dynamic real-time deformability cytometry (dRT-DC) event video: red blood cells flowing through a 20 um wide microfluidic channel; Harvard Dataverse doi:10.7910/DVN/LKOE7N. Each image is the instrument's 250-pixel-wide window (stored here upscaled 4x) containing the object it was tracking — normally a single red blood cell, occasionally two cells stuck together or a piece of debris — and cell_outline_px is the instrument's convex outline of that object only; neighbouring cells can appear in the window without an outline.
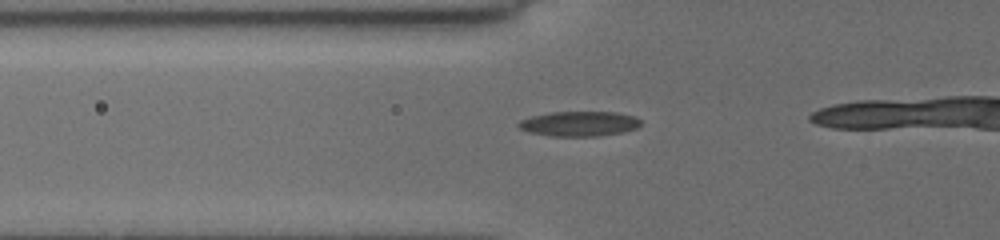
{"species": "common noctule bat (a hibernating species)", "species_latin": "Nyctalus noctula", "temperature_condition": "cold", "stored_images_in_passage": 28, "camera_frame_rate_fps": 3000, "um_per_image_px": 0.085, "animal": {"sex": "female", "body_mass_g": 19.5, "forearm_length_mm": 54.1}, "frame": {"image": 1, "passage_image": 10, "time_ms": 3.0, "image_size_px": [1000, 240], "cell_outline_px": [[640, 124], [636, 128], [620, 132], [596, 136], [552, 136], [528, 132], [520, 128], [516, 124], [520, 120], [532, 116], [552, 112], [616, 112], [632, 116], [640, 120]], "centroid_in_image_um": [49.18, 10.51], "position_along_channel_um": 76.6, "area_um2": 17.51}}
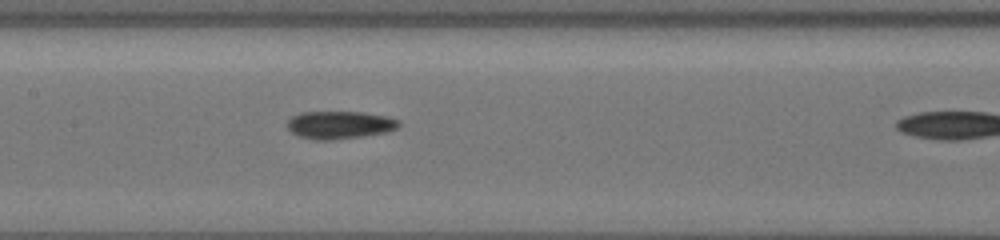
{"frame": {"image": 2, "passage_image": 18, "time_ms": 5.667, "image_size_px": [1000, 240], "cell_outline_px": [[400, 124], [396, 128], [388, 132], [332, 140], [312, 140], [300, 136], [292, 132], [288, 128], [288, 120], [292, 116], [300, 112], [364, 112], [388, 116], [400, 120]], "centroid_in_image_um": [28.89, 10.61], "position_along_channel_um": 178.5, "area_um2": 18.09}}
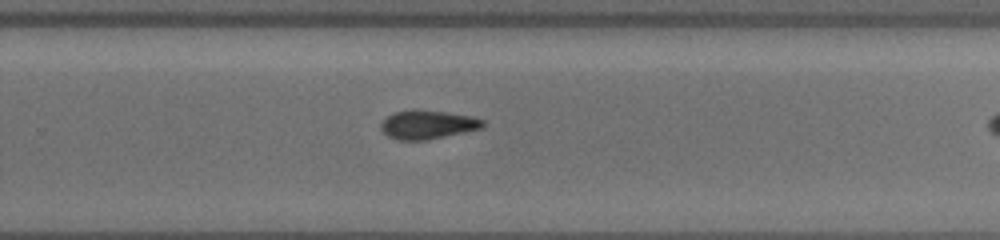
{"frame": {"image": 3, "passage_image": 27, "time_ms": 8.667, "image_size_px": [1000, 240], "cell_outline_px": [[484, 128], [428, 140], [396, 140], [388, 136], [380, 128], [380, 124], [388, 116], [396, 112], [412, 108], [416, 108], [472, 116], [484, 120]], "centroid_in_image_um": [36.36, 10.59], "position_along_channel_um": 293.4, "area_um2": 17.28}}